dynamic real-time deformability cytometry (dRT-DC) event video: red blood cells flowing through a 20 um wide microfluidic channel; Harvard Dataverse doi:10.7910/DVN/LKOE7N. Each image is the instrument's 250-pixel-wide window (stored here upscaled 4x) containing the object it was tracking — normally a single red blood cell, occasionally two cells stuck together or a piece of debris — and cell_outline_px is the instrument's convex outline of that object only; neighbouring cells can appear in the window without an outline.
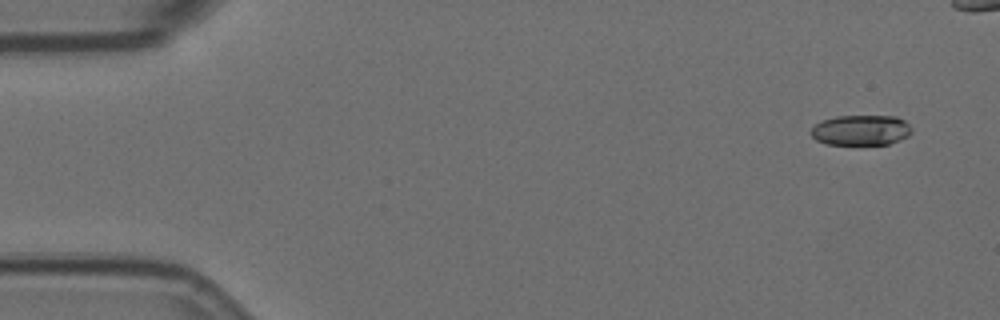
{"species": "Egyptian fruit bat (a non-hibernating species)", "species_latin": "Rousettus aegyptiacus", "temperature_condition": "room temperature", "stored_images_in_passage": 6, "segment_of_instrument_passage": [2, 2], "camera_frame_rate_fps": 3000, "um_per_image_px": 0.085, "animal": {"sex": "female"}, "frame": {"image": 1, "passage_image": 6, "time_ms": 1.667, "image_size_px": [1000, 320], "cell_outline_px": [[912, 132], [908, 136], [888, 144], [828, 144], [816, 140], [808, 132], [816, 124], [824, 120], [836, 116], [896, 116], [904, 120], [912, 128]], "centroid_in_image_um": [73.18, 11.06], "position_along_channel_um": 11.8, "area_um2": 17.74}}